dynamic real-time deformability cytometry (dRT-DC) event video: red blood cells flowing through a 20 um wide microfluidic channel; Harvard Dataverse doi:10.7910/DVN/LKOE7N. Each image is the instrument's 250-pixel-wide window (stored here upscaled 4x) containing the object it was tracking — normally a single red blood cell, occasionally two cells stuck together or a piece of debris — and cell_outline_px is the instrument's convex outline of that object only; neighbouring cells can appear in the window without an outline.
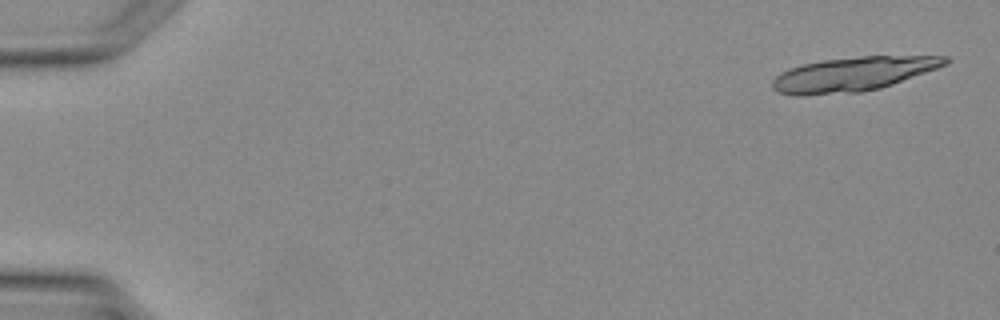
{"species": "Egyptian fruit bat (a non-hibernating species)", "species_latin": "Rousettus aegyptiacus", "temperature_condition": "warm", "stored_images_in_passage": 3, "camera_frame_rate_fps": 3000, "um_per_image_px": 0.085, "animal": {"sex": "female"}, "frame": {"image": 1, "passage_image": 1, "time_ms": 0.0, "image_size_px": [1000, 320], "cell_outline_px": [[952, 60], [948, 64], [892, 84], [880, 88], [860, 92], [804, 96], [796, 96], [780, 92], [772, 88], [772, 80], [780, 72], [788, 68], [820, 60], [860, 56], [948, 56]], "centroid_in_image_um": [72.49, 6.3], "position_along_channel_um": 12.5, "area_um2": 34.56}}